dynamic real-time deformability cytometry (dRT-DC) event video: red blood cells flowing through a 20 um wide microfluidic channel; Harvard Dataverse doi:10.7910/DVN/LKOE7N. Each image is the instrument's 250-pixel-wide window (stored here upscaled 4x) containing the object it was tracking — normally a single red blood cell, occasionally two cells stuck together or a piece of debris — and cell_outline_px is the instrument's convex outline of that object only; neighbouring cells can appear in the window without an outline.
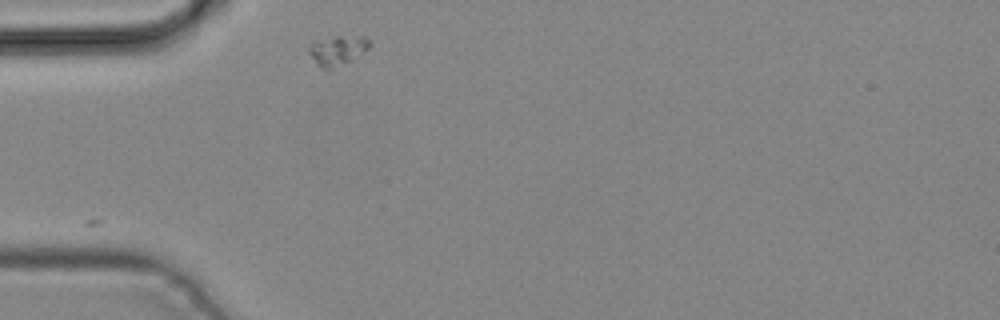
{"species": "common noctule bat (a hibernating species)", "species_latin": "Nyctalus noctula", "temperature_condition": "cold", "stored_images_in_passage": 1, "camera_frame_rate_fps": 3000, "um_per_image_px": 0.085, "animal": {"sex": "male", "body_mass_g": 19.2, "forearm_length_mm": 51.8}, "frame": {"image": 1, "passage_image": 1, "time_ms": 0.0, "image_size_px": [1000, 320], "cell_outline_px": [[372, 44], [368, 48], [352, 60], [328, 72], [320, 68], [316, 64], [308, 52], [308, 44], [336, 36], [364, 36]], "centroid_in_image_um": [28.66, 4.32], "position_along_channel_um": 56.3, "area_um2": 10.64}}